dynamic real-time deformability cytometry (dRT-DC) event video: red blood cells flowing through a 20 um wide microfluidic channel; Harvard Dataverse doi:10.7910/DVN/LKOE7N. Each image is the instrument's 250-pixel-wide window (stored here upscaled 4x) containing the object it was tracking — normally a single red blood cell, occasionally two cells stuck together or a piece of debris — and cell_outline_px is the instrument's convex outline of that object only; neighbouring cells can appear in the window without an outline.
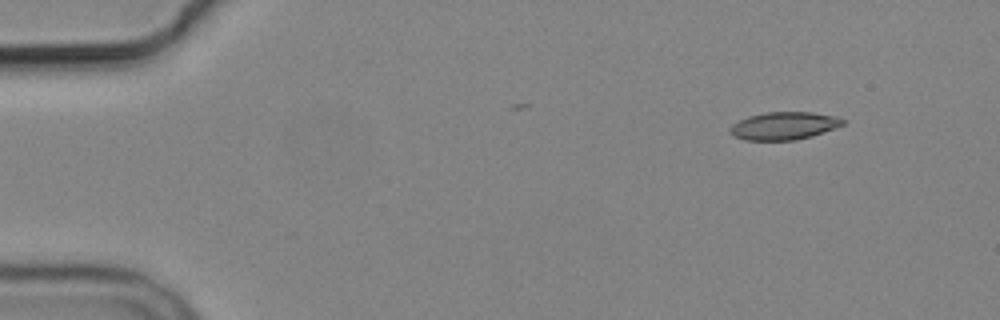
{"species": "common noctule bat (a hibernating species)", "species_latin": "Nyctalus noctula", "temperature_condition": "cold", "stored_images_in_passage": 3, "camera_frame_rate_fps": 3000, "um_per_image_px": 0.085, "animal": {"sex": "male", "body_mass_g": 19.2, "forearm_length_mm": 51.8}, "frame": {"image": 1, "passage_image": 1, "time_ms": 0.0, "image_size_px": [1000, 320], "cell_outline_px": [[844, 124], [812, 136], [796, 140], [744, 140], [732, 136], [728, 132], [728, 128], [732, 124], [748, 116], [764, 112], [812, 112], [836, 116], [844, 120]], "centroid_in_image_um": [66.58, 10.69], "position_along_channel_um": 18.4, "area_um2": 18.32}}
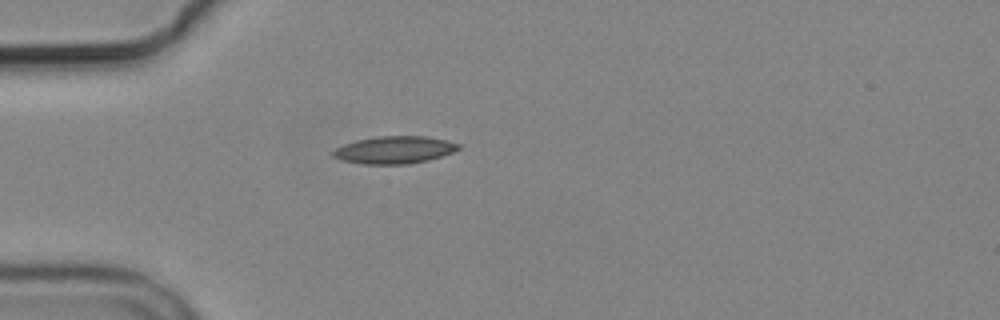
{"frame": {"image": 2, "passage_image": 3, "time_ms": 3.333, "image_size_px": [1000, 320], "cell_outline_px": [[460, 148], [452, 152], [428, 160], [408, 164], [364, 164], [340, 160], [332, 156], [332, 152], [336, 148], [344, 144], [356, 140], [376, 136], [424, 136], [448, 140], [460, 144]], "centroid_in_image_um": [33.51, 12.74], "position_along_channel_um": 51.5, "area_um2": 20.06}}